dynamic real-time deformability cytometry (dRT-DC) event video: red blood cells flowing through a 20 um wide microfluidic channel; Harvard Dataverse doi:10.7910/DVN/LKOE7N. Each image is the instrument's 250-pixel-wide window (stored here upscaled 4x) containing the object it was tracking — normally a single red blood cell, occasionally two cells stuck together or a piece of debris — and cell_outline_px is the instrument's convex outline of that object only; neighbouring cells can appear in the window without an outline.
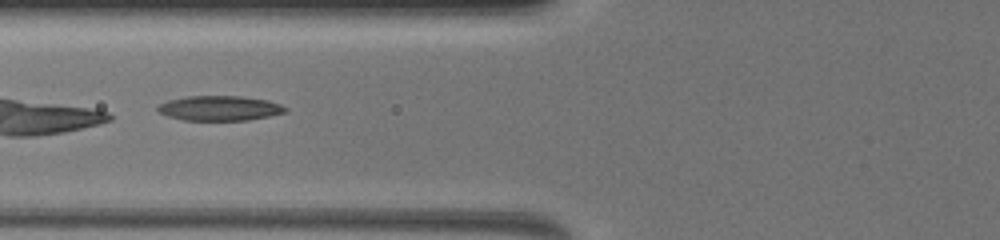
{"species": "common noctule bat (a hibernating species)", "species_latin": "Nyctalus noctula", "temperature_condition": "warm", "stored_images_in_passage": 44, "camera_frame_rate_fps": 3000, "um_per_image_px": 0.085, "animal": {"sex": "female", "body_mass_g": 19.5, "forearm_length_mm": 54.1}, "frame": {"image": 1, "passage_image": 12, "time_ms": 7.333, "image_size_px": [1000, 240], "cell_outline_px": [[288, 112], [248, 120], [184, 120], [168, 116], [156, 112], [156, 108], [160, 104], [168, 100], [188, 96], [240, 96], [268, 100], [280, 104], [288, 108]], "centroid_in_image_um": [18.67, 9.19], "position_along_channel_um": 107.1, "area_um2": 18.55}}
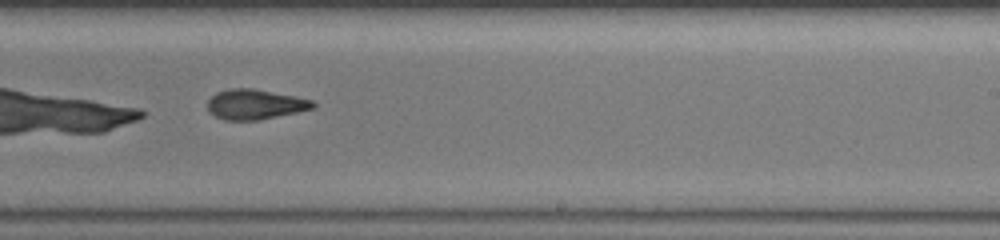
{"frame": {"image": 2, "passage_image": 23, "time_ms": 11.333, "image_size_px": [1000, 240], "cell_outline_px": [[316, 108], [256, 120], [224, 120], [216, 116], [208, 108], [208, 100], [216, 92], [228, 88], [252, 88], [296, 96], [316, 100]], "centroid_in_image_um": [21.72, 8.85], "position_along_channel_um": 267.3, "area_um2": 18.44}}
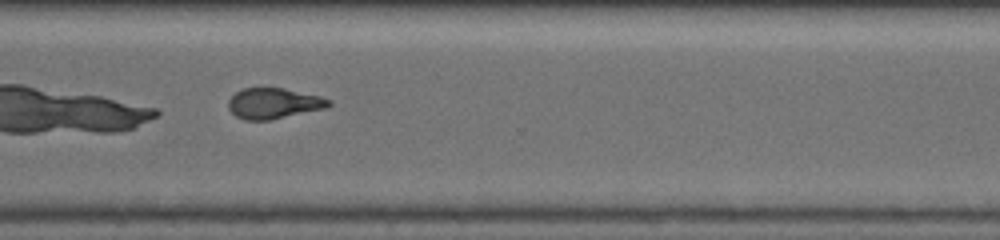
{"frame": {"image": 3, "passage_image": 30, "time_ms": 13.333, "image_size_px": [1000, 240], "cell_outline_px": [[332, 104], [328, 108], [268, 120], [244, 120], [236, 116], [228, 108], [228, 100], [236, 92], [244, 88], [284, 88], [320, 96], [332, 100]], "centroid_in_image_um": [23.29, 8.79], "position_along_channel_um": 347.3, "area_um2": 17.98}, "authors_computed_cell_mechanics": {"area_um2": 18.496, "velocity_mm_per_s": 4.0011, "shape_relaxation_time_tau1_ms": 6.0773, "shape_relaxation_time_tau2_ms": 1.6814, "deformation_change_tau1": 0.2002, "deformation_change_tau2": 0.0978}}